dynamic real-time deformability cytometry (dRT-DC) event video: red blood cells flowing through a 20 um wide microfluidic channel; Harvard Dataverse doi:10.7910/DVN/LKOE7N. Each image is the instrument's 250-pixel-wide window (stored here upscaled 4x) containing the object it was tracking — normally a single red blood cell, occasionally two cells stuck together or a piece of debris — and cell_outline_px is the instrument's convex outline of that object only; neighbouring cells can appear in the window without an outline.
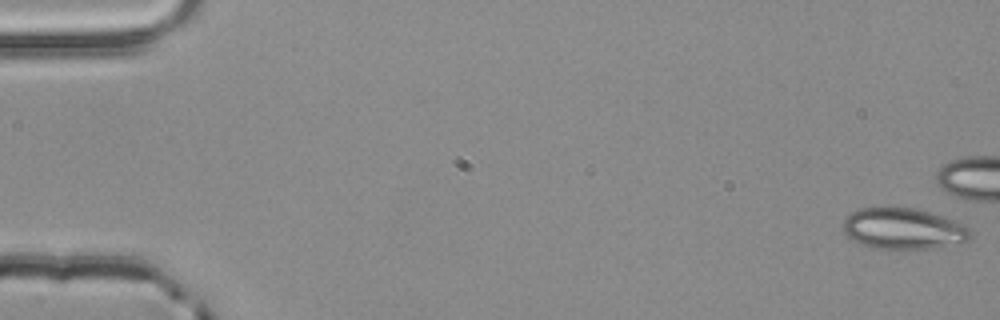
{"species": "common noctule bat (a hibernating species)", "species_latin": "Nyctalus noctula", "temperature_condition": "room temperature", "stored_images_in_passage": 44, "camera_frame_rate_fps": 3000, "um_per_image_px": 0.085, "animal": {"sex": "male", "body_mass_g": 20.4}, "frame": {"image": 1, "passage_image": 1, "time_ms": 0.0, "image_size_px": [1000, 320], "cell_outline_px": [[972, 236], [968, 240], [932, 248], [904, 252], [872, 248], [860, 244], [852, 240], [844, 232], [844, 220], [852, 212], [860, 208], [884, 204], [920, 208], [952, 220], [968, 228], [972, 232]], "centroid_in_image_um": [76.72, 19.43], "position_along_channel_um": 8.3, "area_um2": 31.73}}
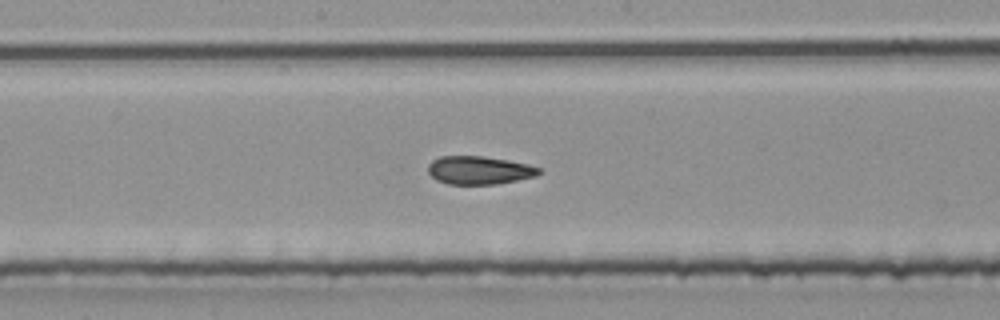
{"frame": {"image": 2, "passage_image": 29, "time_ms": 9.333, "image_size_px": [1000, 320], "cell_outline_px": [[544, 172], [536, 176], [496, 184], [448, 184], [436, 180], [428, 172], [428, 164], [432, 160], [440, 156], [484, 156], [508, 160], [528, 164], [540, 168]], "centroid_in_image_um": [40.74, 14.46], "position_along_channel_um": 207.5, "area_um2": 18.32}}
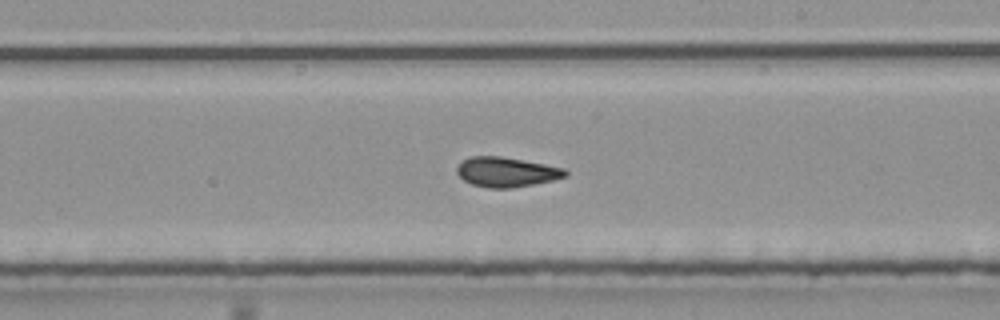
{"frame": {"image": 3, "passage_image": 32, "time_ms": 10.333, "image_size_px": [1000, 320], "cell_outline_px": [[568, 176], [552, 180], [512, 188], [488, 188], [472, 184], [464, 180], [456, 172], [456, 168], [460, 160], [468, 156], [500, 156], [544, 164], [564, 168], [568, 172]], "centroid_in_image_um": [43.0, 14.61], "position_along_channel_um": 246.0, "area_um2": 18.84}}